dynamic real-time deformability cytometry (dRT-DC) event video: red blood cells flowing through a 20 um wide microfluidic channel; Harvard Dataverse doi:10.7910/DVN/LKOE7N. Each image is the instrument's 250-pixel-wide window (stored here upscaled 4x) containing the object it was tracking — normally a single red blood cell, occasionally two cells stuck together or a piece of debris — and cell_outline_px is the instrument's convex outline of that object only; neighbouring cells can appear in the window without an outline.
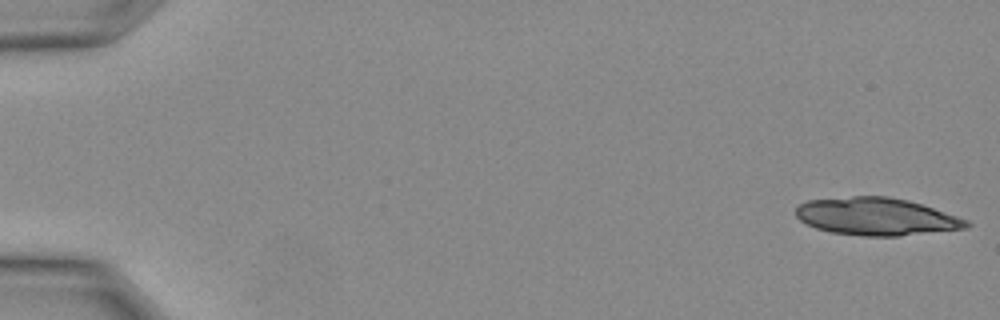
{"species": "Egyptian fruit bat (a non-hibernating species)", "species_latin": "Rousettus aegyptiacus", "temperature_condition": "warm", "stored_images_in_passage": 5, "camera_frame_rate_fps": 3000, "um_per_image_px": 0.085, "animal": {"sex": "female"}, "frame": {"image": 1, "passage_image": 1, "time_ms": 0.0, "image_size_px": [1000, 320], "cell_outline_px": [[972, 224], [968, 228], [900, 236], [864, 236], [832, 232], [816, 228], [800, 220], [796, 216], [796, 208], [800, 204], [808, 200], [852, 196], [888, 196], [908, 200], [968, 220]], "centroid_in_image_um": [74.5, 18.41], "position_along_channel_um": 10.5, "area_um2": 37.17}}